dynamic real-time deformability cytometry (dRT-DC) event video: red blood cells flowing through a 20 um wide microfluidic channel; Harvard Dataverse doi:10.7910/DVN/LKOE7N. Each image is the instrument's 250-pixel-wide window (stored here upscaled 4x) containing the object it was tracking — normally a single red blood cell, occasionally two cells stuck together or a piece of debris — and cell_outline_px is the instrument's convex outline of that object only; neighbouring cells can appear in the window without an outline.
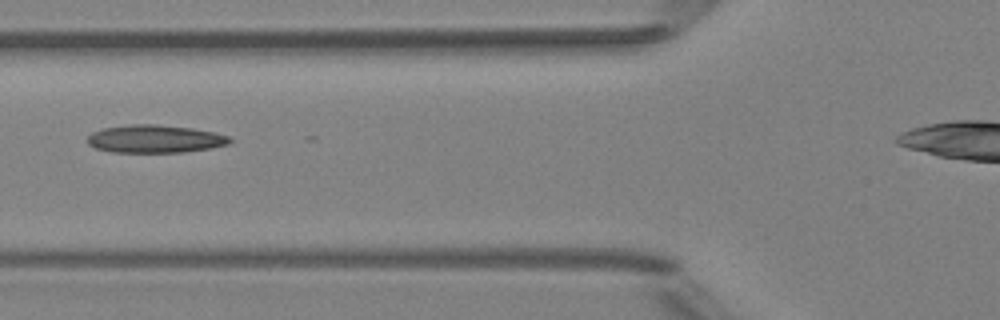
{"species": "Egyptian fruit bat (a non-hibernating species)", "species_latin": "Rousettus aegyptiacus", "temperature_condition": "room temperature", "stored_images_in_passage": 3, "camera_frame_rate_fps": 3000, "um_per_image_px": 0.085, "animal": {"sex": "female"}, "frame": {"image": 1, "passage_image": 3, "time_ms": 2.0, "image_size_px": [1000, 320], "cell_outline_px": [[232, 140], [228, 144], [208, 148], [184, 152], [112, 152], [96, 148], [88, 144], [88, 136], [92, 132], [104, 128], [132, 124], [156, 124], [192, 128], [212, 132], [228, 136]], "centroid_in_image_um": [13.15, 11.8], "position_along_channel_um": 112.7, "area_um2": 22.89}}